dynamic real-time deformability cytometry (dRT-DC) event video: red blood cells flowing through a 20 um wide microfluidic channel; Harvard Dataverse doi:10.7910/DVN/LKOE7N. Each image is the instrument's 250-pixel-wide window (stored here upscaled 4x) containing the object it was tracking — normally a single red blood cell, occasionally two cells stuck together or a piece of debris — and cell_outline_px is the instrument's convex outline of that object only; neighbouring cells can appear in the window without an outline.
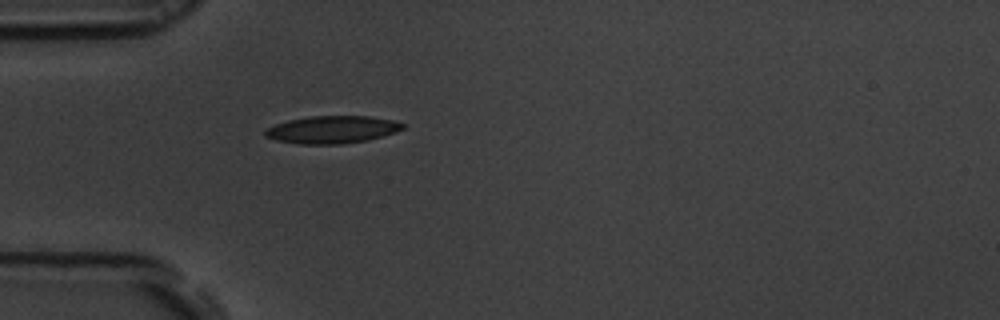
{"species": "common noctule bat (a hibernating species)", "species_latin": "Nyctalus noctula", "temperature_condition": "room temperature", "stored_images_in_passage": 40, "camera_frame_rate_fps": 3000, "um_per_image_px": 0.085, "animal": {"sex": "male", "body_mass_g": 19.5, "forearm_length_mm": 54.6}, "frame": {"image": 1, "passage_image": 1, "time_ms": 0.0, "image_size_px": [1000, 320], "cell_outline_px": [[408, 124], [404, 128], [396, 132], [368, 140], [340, 144], [300, 144], [276, 140], [264, 136], [264, 132], [268, 128], [276, 124], [288, 120], [312, 116], [368, 116], [392, 120]], "centroid_in_image_um": [28.26, 11.02], "position_along_channel_um": 56.7, "area_um2": 22.02}}
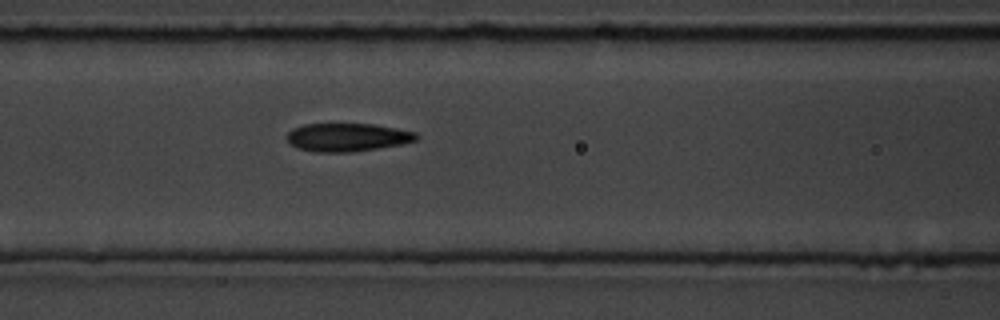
{"frame": {"image": 2, "passage_image": 8, "time_ms": 2.333, "image_size_px": [1000, 320], "cell_outline_px": [[420, 136], [416, 140], [400, 144], [352, 152], [316, 152], [296, 148], [288, 144], [284, 136], [292, 128], [304, 124], [372, 124], [396, 128], [416, 132]], "centroid_in_image_um": [29.45, 11.67], "position_along_channel_um": 137.1, "area_um2": 21.44}}
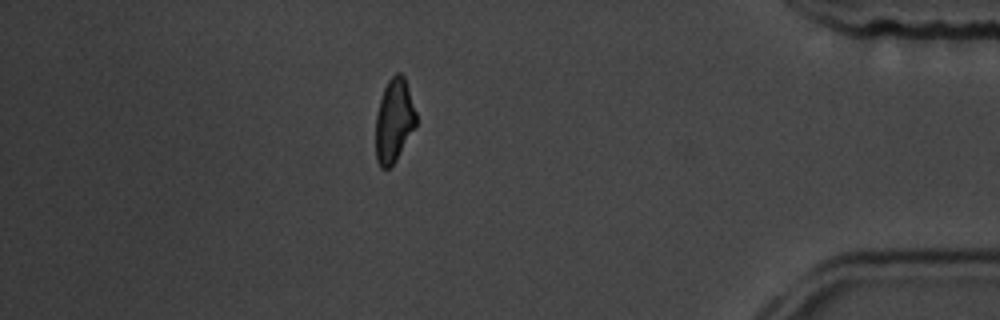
{"frame": {"image": 3, "passage_image": 33, "time_ms": 10.667, "image_size_px": [1000, 320], "cell_outline_px": [[416, 128], [396, 160], [388, 168], [380, 168], [376, 160], [376, 112], [384, 88], [388, 80], [396, 72], [400, 72], [404, 76], [416, 112]], "centroid_in_image_um": [33.5, 10.26], "position_along_channel_um": 401.7, "area_um2": 19.77}, "authors_computed_cell_mechanics": {"area_um2": 21.0392, "velocity_mm_per_s": 3.671, "shape_relaxation_time_tau1_ms": 2.7433, "shape_relaxation_time_tau2_ms": 2.4183, "deformation_change_tau1": 0.1346, "deformation_change_tau2": 0.1012}}